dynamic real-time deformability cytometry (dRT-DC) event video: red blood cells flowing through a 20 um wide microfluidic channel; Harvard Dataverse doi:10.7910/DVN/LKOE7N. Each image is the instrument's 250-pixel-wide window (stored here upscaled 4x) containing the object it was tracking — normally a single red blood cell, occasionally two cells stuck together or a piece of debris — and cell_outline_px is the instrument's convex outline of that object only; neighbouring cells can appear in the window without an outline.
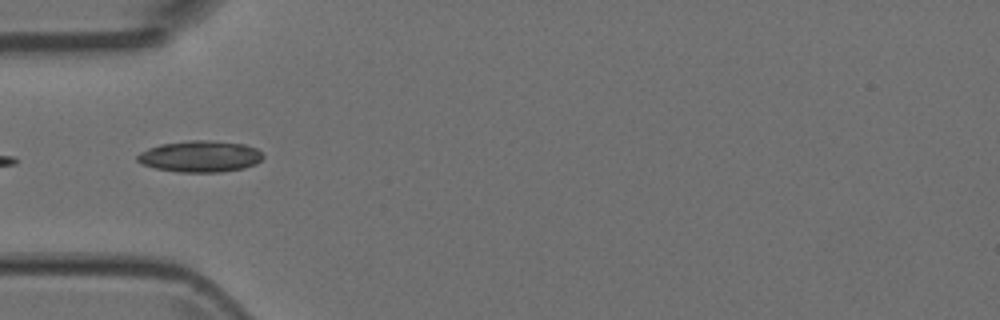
{"species": "Egyptian fruit bat (a non-hibernating species)", "species_latin": "Rousettus aegyptiacus", "temperature_condition": "room temperature", "stored_images_in_passage": 6, "camera_frame_rate_fps": 3000, "um_per_image_px": 0.085, "animal": {"sex": "female"}, "frame": {"image": 1, "passage_image": 5, "time_ms": 1.333, "image_size_px": [1000, 320], "cell_outline_px": [[264, 156], [256, 164], [244, 168], [220, 172], [180, 172], [156, 168], [144, 164], [136, 160], [136, 156], [140, 152], [148, 148], [160, 144], [188, 140], [212, 140], [244, 144], [256, 148]], "centroid_in_image_um": [17.01, 13.28], "position_along_channel_um": 68.0, "area_um2": 23.0}}
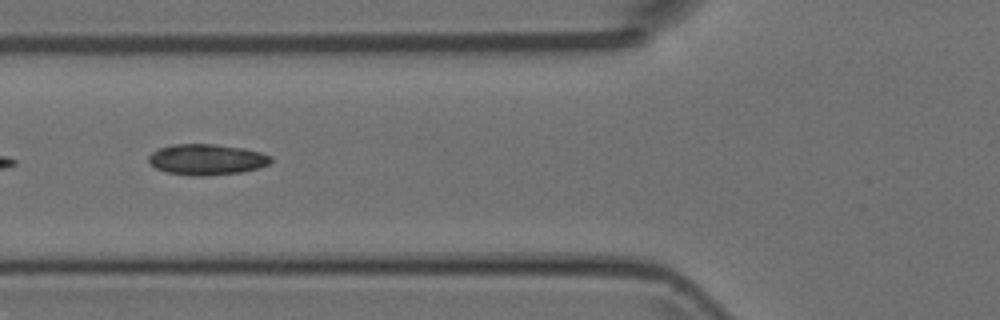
{"frame": {"image": 2, "passage_image": 6, "time_ms": 1.667, "image_size_px": [1000, 320], "cell_outline_px": [[272, 160], [268, 164], [256, 168], [240, 172], [208, 176], [192, 176], [168, 172], [156, 168], [148, 160], [148, 156], [152, 152], [160, 148], [172, 144], [216, 144], [244, 148], [260, 152], [272, 156]], "centroid_in_image_um": [17.57, 13.55], "position_along_channel_um": 108.2, "area_um2": 21.91}}